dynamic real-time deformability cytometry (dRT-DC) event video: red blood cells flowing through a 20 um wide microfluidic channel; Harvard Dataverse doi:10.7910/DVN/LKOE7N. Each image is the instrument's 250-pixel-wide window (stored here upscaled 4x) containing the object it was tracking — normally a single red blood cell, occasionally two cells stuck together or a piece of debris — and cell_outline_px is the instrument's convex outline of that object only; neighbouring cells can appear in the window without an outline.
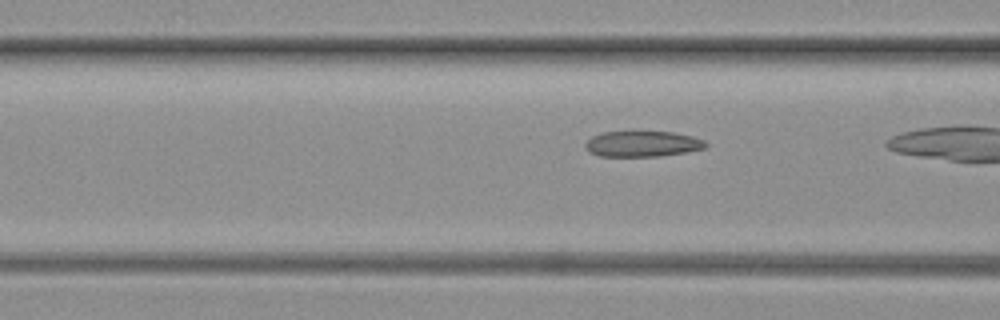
{"species": "common noctule bat (a hibernating species)", "species_latin": "Nyctalus noctula", "temperature_condition": "warm", "stored_images_in_passage": 23, "camera_frame_rate_fps": 3000, "um_per_image_px": 0.085, "animal": {"sex": "female", "body_mass_g": 19.3, "forearm_length_mm": 54.1}, "frame": {"image": 1, "passage_image": 4, "time_ms": 1.0, "image_size_px": [1000, 320], "cell_outline_px": [[708, 144], [704, 148], [684, 152], [660, 156], [600, 156], [588, 152], [584, 148], [584, 144], [592, 136], [604, 132], [676, 132], [692, 136], [704, 140]], "centroid_in_image_um": [54.58, 12.23], "position_along_channel_um": 112.0, "area_um2": 17.98}}
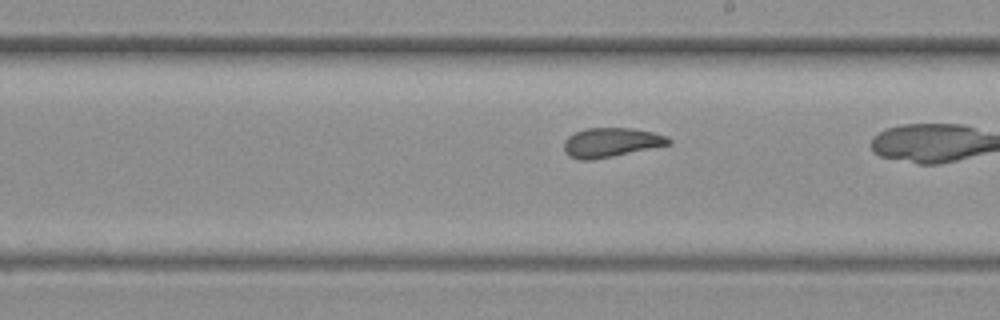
{"frame": {"image": 2, "passage_image": 17, "time_ms": 5.333, "image_size_px": [1000, 320], "cell_outline_px": [[672, 144], [592, 160], [580, 160], [568, 156], [564, 152], [564, 140], [568, 136], [584, 128], [632, 128], [652, 132], [668, 136], [672, 140]], "centroid_in_image_um": [51.93, 12.11], "position_along_channel_um": 237.1, "area_um2": 17.98}}